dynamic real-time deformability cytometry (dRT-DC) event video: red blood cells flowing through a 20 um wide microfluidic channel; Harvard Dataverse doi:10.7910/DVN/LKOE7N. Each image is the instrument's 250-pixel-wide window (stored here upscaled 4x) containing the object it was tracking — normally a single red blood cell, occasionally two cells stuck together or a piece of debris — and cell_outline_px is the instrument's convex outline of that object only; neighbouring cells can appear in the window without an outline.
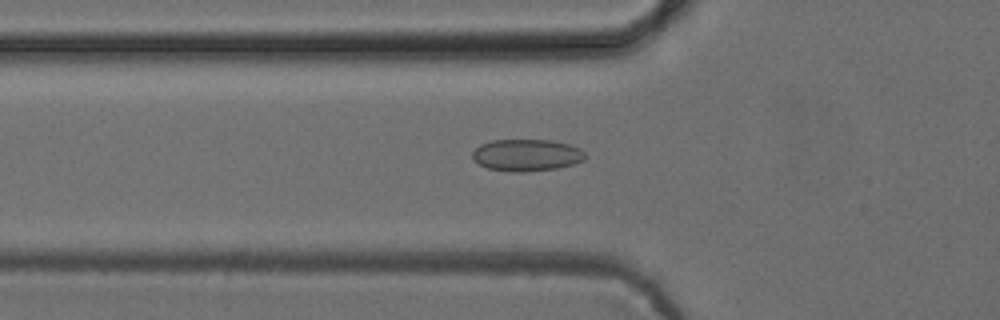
{"species": "common noctule bat (a hibernating species)", "species_latin": "Nyctalus noctula", "temperature_condition": "cold", "stored_images_in_passage": 36, "camera_frame_rate_fps": 3000, "um_per_image_px": 0.085, "animal": {"sex": "female", "body_mass_g": 24.6, "forearm_length_mm": 56.2}, "frame": {"image": 1, "passage_image": 2, "time_ms": 0.333, "image_size_px": [1000, 320], "cell_outline_px": [[584, 160], [572, 164], [556, 168], [524, 172], [512, 172], [488, 168], [480, 164], [472, 156], [472, 152], [480, 144], [492, 140], [552, 140], [568, 144], [580, 148], [584, 152]], "centroid_in_image_um": [44.76, 13.18], "position_along_channel_um": 81.0, "area_um2": 20.81}}
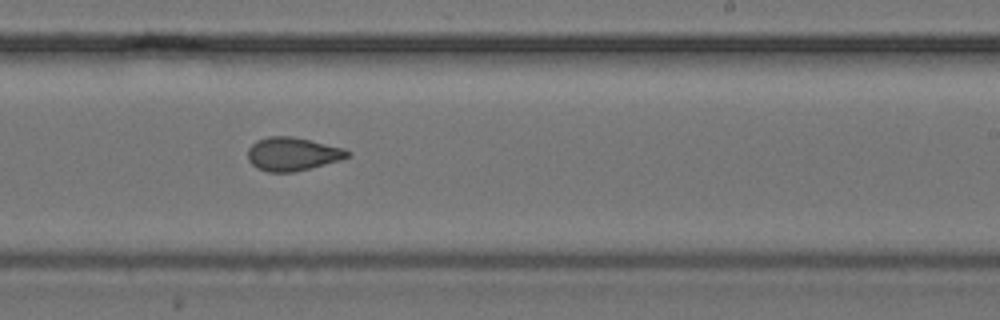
{"frame": {"image": 2, "passage_image": 16, "time_ms": 5.0, "image_size_px": [1000, 320], "cell_outline_px": [[352, 156], [340, 160], [292, 172], [268, 172], [256, 168], [248, 160], [248, 148], [256, 140], [268, 136], [292, 136], [344, 148], [352, 152]], "centroid_in_image_um": [24.86, 13.08], "position_along_channel_um": 264.1, "area_um2": 19.42}}
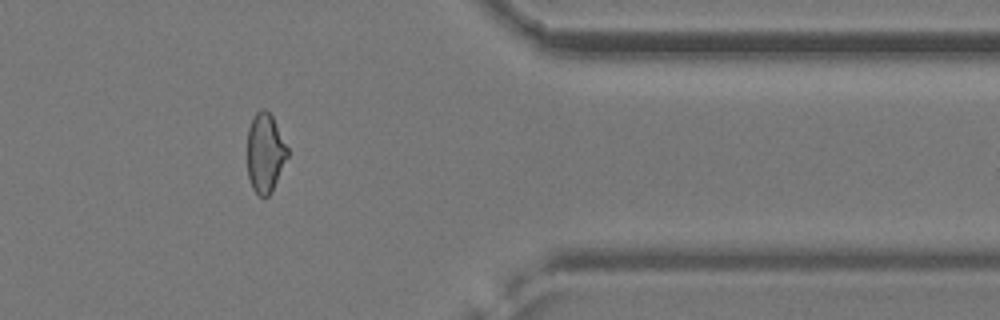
{"frame": {"image": 3, "passage_image": 27, "time_ms": 8.667, "image_size_px": [1000, 320], "cell_outline_px": [[288, 156], [272, 192], [264, 200], [252, 188], [248, 176], [248, 128], [256, 112], [260, 108], [264, 108], [272, 116], [288, 148]], "centroid_in_image_um": [22.54, 13.02], "position_along_channel_um": 388.9, "area_um2": 18.55}, "authors_computed_cell_mechanics": {"area_um2": 19.4786, "velocity_mm_per_s": 3.8989, "shape_relaxation_time_tau1_ms": 9.3021, "shape_relaxation_time_tau2_ms": 1.8207, "deformation_change_tau1": 0.1121, "deformation_change_tau2": 0.0688}}